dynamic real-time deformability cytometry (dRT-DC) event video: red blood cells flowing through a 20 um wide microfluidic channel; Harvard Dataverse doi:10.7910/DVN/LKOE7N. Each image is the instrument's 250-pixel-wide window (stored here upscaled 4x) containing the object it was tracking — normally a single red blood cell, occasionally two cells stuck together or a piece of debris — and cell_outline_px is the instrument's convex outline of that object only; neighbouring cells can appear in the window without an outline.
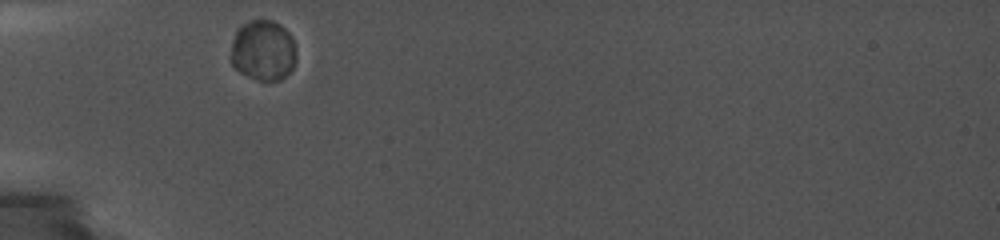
{"species": "common noctule bat (a hibernating species)", "species_latin": "Nyctalus noctula", "temperature_condition": "cold", "stored_images_in_passage": 29, "camera_frame_rate_fps": 5000, "um_per_image_px": 0.085, "animal": {"sex": "female", "body_mass_g": 19.0, "forearm_length_mm": 56.7}, "frame": {"image": 1, "passage_image": 1, "time_ms": 0.0, "image_size_px": [1000, 240], "cell_outline_px": [[296, 60], [292, 68], [280, 80], [260, 80], [248, 76], [240, 72], [232, 64], [232, 40], [236, 28], [240, 24], [252, 20], [272, 20], [280, 24], [292, 36], [296, 52]], "centroid_in_image_um": [22.37, 4.25], "position_along_channel_um": 62.6, "area_um2": 23.12}}
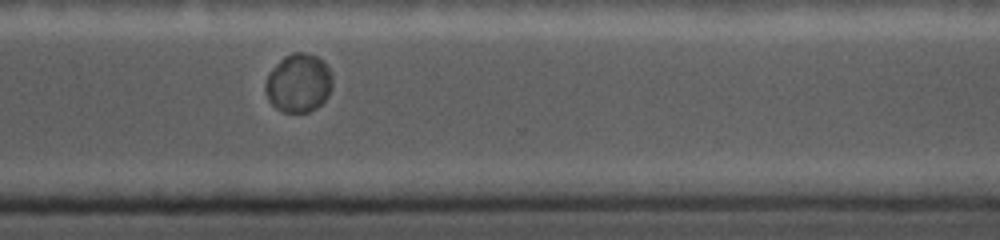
{"frame": {"image": 2, "passage_image": 21, "time_ms": 8.0, "image_size_px": [1000, 240], "cell_outline_px": [[332, 88], [328, 96], [316, 108], [308, 112], [284, 112], [276, 108], [268, 100], [264, 88], [264, 84], [268, 76], [276, 64], [284, 56], [292, 52], [304, 52], [316, 56], [324, 60], [332, 72]], "centroid_in_image_um": [25.39, 7.04], "position_along_channel_um": 345.2, "area_um2": 23.06}}
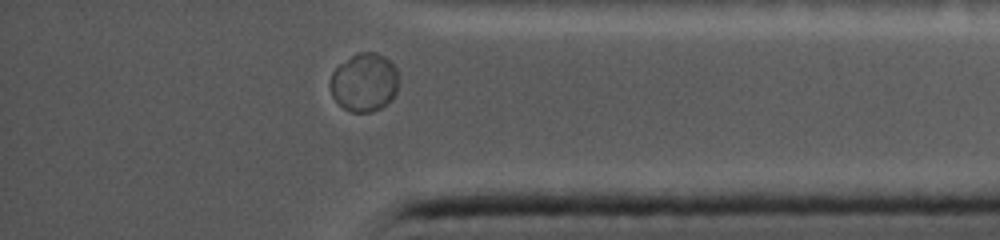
{"frame": {"image": 3, "passage_image": 25, "time_ms": 9.6, "image_size_px": [1000, 240], "cell_outline_px": [[396, 92], [392, 100], [380, 108], [372, 112], [352, 112], [344, 108], [332, 96], [328, 84], [332, 72], [340, 64], [356, 52], [376, 52], [384, 56], [396, 68]], "centroid_in_image_um": [30.93, 7.0], "position_along_channel_um": 404.3, "area_um2": 23.24}}